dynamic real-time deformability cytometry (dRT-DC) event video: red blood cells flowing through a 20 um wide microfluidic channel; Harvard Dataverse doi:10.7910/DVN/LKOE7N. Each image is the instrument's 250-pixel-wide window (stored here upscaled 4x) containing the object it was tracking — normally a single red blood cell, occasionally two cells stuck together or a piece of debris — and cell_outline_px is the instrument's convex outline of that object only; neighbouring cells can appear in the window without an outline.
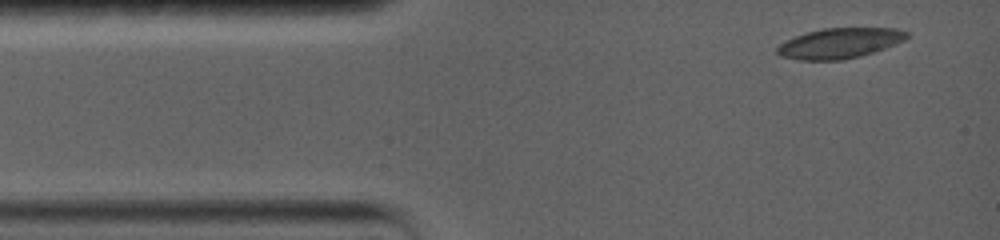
{"species": "common noctule bat (a hibernating species)", "species_latin": "Nyctalus noctula", "temperature_condition": "warm", "stored_images_in_passage": 4, "segment_of_instrument_passage": [1, 2], "camera_frame_rate_fps": 5000, "um_per_image_px": 0.085, "animal": {"sex": "female", "body_mass_g": 19.0, "forearm_length_mm": 56.7}, "frame": {"image": 1, "passage_image": 1, "time_ms": 0.0, "image_size_px": [1000, 240], "cell_outline_px": [[908, 36], [904, 40], [896, 44], [860, 56], [840, 60], [796, 60], [780, 56], [776, 52], [776, 48], [780, 44], [796, 36], [808, 32], [824, 28], [896, 28], [908, 32]], "centroid_in_image_um": [71.36, 3.67], "position_along_channel_um": 13.6, "area_um2": 22.72}}
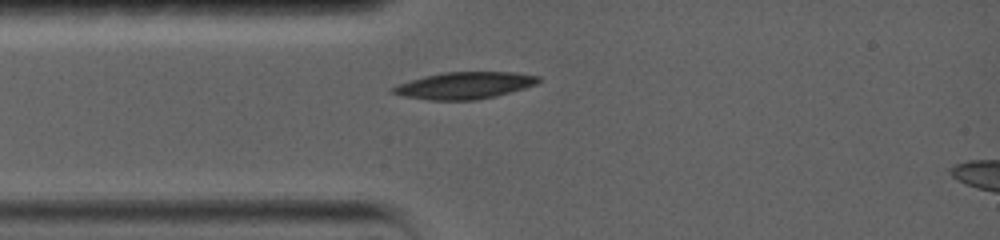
{"frame": {"image": 2, "passage_image": 3, "time_ms": 2.4, "image_size_px": [1000, 240], "cell_outline_px": [[540, 80], [536, 84], [512, 92], [496, 96], [476, 100], [428, 100], [404, 96], [392, 92], [392, 88], [400, 84], [424, 76], [444, 72], [516, 72], [540, 76]], "centroid_in_image_um": [39.54, 7.26], "position_along_channel_um": 45.5, "area_um2": 22.66}}